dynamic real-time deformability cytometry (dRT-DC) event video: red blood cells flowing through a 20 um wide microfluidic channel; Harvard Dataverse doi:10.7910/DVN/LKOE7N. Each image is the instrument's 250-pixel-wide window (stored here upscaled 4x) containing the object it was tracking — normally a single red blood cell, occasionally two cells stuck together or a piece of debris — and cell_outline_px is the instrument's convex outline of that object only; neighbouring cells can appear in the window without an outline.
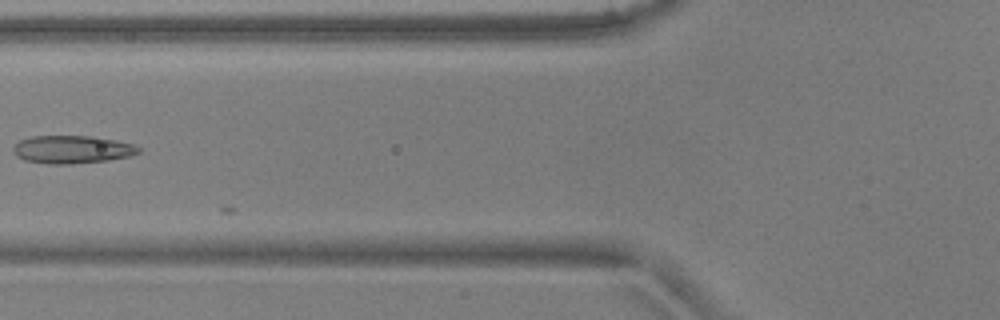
{"species": "common noctule bat (a hibernating species)", "species_latin": "Nyctalus noctula", "temperature_condition": "warm", "stored_images_in_passage": 6, "camera_frame_rate_fps": 3000, "um_per_image_px": 0.085, "animal": {"sex": "male", "body_mass_g": 17.9, "forearm_length_mm": 54.2}, "frame": {"image": 1, "passage_image": 5, "time_ms": 1.333, "image_size_px": [1000, 320], "cell_outline_px": [[140, 152], [128, 156], [108, 160], [72, 164], [48, 164], [24, 160], [16, 156], [12, 152], [12, 148], [20, 140], [32, 136], [92, 136], [116, 140], [132, 144], [140, 148]], "centroid_in_image_um": [6.09, 12.71], "position_along_channel_um": 119.7, "area_um2": 20.4}}
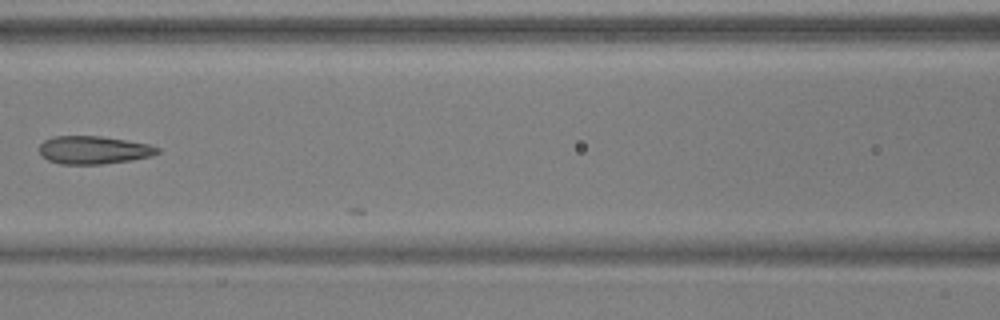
{"frame": {"image": 2, "passage_image": 6, "time_ms": 1.667, "image_size_px": [1000, 320], "cell_outline_px": [[160, 152], [152, 156], [132, 160], [100, 164], [60, 164], [48, 160], [40, 156], [40, 144], [44, 140], [56, 136], [100, 136], [148, 144], [160, 148]], "centroid_in_image_um": [7.95, 12.75], "position_along_channel_um": 158.6, "area_um2": 19.25}}